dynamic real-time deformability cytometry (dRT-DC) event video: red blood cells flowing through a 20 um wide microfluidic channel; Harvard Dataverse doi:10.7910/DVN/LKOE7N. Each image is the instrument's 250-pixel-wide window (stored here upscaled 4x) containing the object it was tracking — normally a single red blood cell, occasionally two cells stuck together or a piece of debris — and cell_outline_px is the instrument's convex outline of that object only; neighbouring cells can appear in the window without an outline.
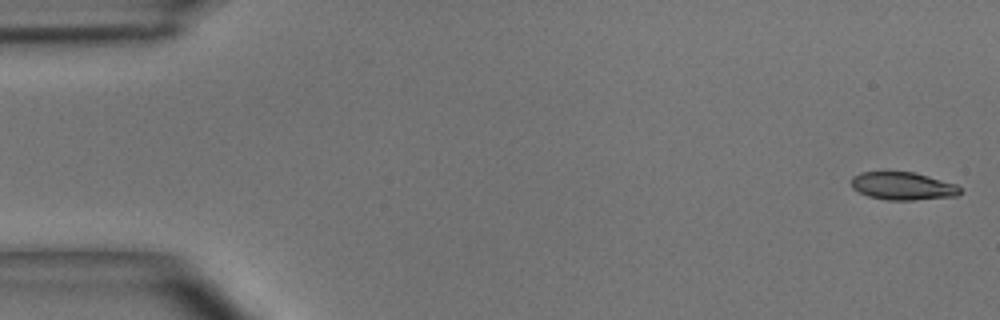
{"species": "common noctule bat (a hibernating species)", "species_latin": "Nyctalus noctula", "temperature_condition": "room temperature", "stored_images_in_passage": 10, "camera_frame_rate_fps": 3000, "um_per_image_px": 0.085, "animal": {"sex": "male", "body_mass_g": 15.6}, "frame": {"image": 1, "passage_image": 1, "time_ms": 0.0, "image_size_px": [1000, 320], "cell_outline_px": [[960, 192], [956, 196], [912, 200], [888, 200], [868, 196], [852, 188], [852, 176], [860, 172], [912, 172], [928, 176], [956, 184], [960, 188]], "centroid_in_image_um": [76.72, 15.81], "position_along_channel_um": 8.3, "area_um2": 17.46}}